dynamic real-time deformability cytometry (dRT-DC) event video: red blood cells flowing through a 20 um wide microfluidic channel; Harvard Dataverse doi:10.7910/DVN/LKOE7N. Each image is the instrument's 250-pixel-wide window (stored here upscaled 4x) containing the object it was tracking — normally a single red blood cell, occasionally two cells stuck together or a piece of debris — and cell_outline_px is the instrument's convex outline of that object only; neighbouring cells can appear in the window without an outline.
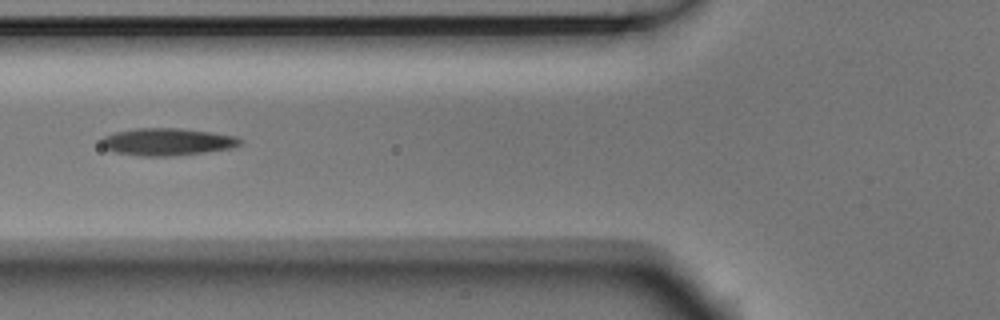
{"species": "Egyptian fruit bat (a non-hibernating species)", "species_latin": "Rousettus aegyptiacus", "temperature_condition": "room temperature", "stored_images_in_passage": 2, "camera_frame_rate_fps": 3000, "um_per_image_px": 0.085, "animal": {"sex": "male"}, "frame": {"image": 1, "passage_image": 2, "time_ms": 0.333, "image_size_px": [1000, 320], "cell_outline_px": [[244, 140], [240, 144], [232, 148], [168, 156], [140, 156], [116, 152], [104, 148], [100, 144], [100, 140], [104, 136], [116, 132], [136, 128], [180, 128], [212, 132], [236, 136]], "centroid_in_image_um": [14.2, 12.04], "position_along_channel_um": 111.6, "area_um2": 21.96}}